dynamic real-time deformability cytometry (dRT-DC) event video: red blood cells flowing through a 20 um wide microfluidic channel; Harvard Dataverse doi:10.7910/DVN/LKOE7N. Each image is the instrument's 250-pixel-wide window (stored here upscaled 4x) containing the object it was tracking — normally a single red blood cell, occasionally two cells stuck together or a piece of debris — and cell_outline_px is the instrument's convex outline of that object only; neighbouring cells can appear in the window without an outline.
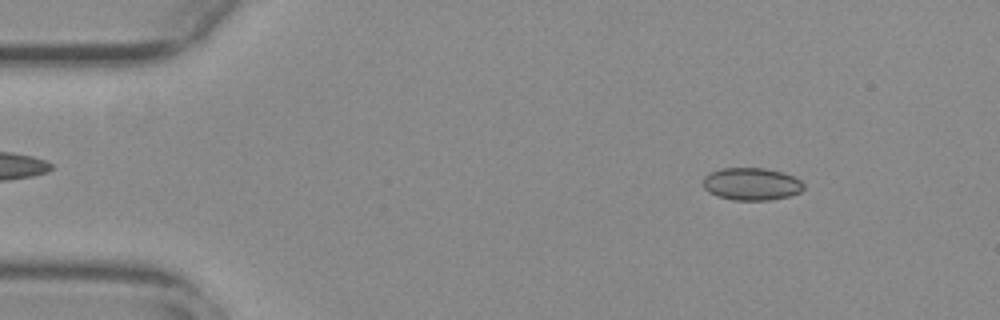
{"species": "common noctule bat (a hibernating species)", "species_latin": "Nyctalus noctula", "temperature_condition": "warm", "stored_images_in_passage": 17, "camera_frame_rate_fps": 3000, "um_per_image_px": 0.085, "animal": {"sex": "female", "body_mass_g": 29.2, "forearm_length_mm": 56.3}, "frame": {"image": 1, "passage_image": 7, "time_ms": 2.0, "image_size_px": [1000, 320], "cell_outline_px": [[804, 188], [800, 192], [788, 196], [768, 200], [732, 200], [716, 196], [708, 192], [704, 188], [704, 176], [720, 168], [764, 168], [784, 172], [800, 180], [804, 184]], "centroid_in_image_um": [63.87, 15.64], "position_along_channel_um": 21.1, "area_um2": 19.07}}